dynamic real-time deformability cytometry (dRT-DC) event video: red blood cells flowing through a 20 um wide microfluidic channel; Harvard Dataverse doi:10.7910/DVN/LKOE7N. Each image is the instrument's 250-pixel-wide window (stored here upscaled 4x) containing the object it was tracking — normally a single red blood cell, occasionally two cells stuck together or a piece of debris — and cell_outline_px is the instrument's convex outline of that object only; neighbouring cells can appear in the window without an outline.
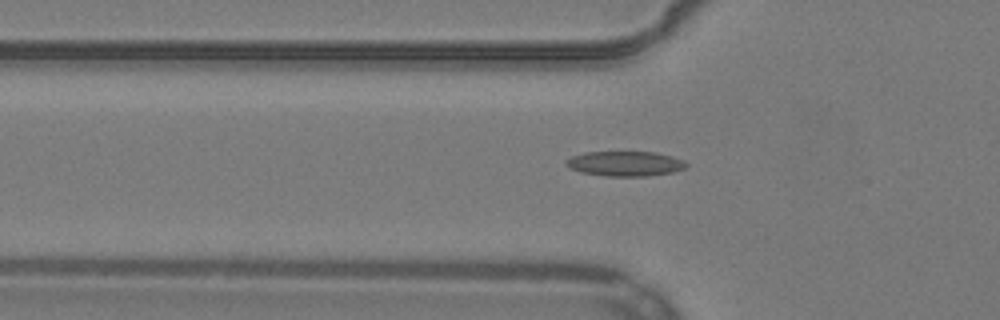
{"species": "common noctule bat (a hibernating species)", "species_latin": "Nyctalus noctula", "temperature_condition": "warm", "stored_images_in_passage": 35, "camera_frame_rate_fps": 3000, "um_per_image_px": 0.085, "animal": {"sex": "male", "body_mass_g": 19.2, "forearm_length_mm": 51.8}, "frame": {"image": 1, "passage_image": 2, "time_ms": 0.333, "image_size_px": [1000, 320], "cell_outline_px": [[688, 164], [684, 168], [672, 172], [648, 176], [604, 176], [580, 172], [568, 168], [564, 164], [564, 160], [572, 156], [584, 152], [656, 152], [672, 156], [684, 160]], "centroid_in_image_um": [53.09, 13.91], "position_along_channel_um": 72.7, "area_um2": 17.63}}
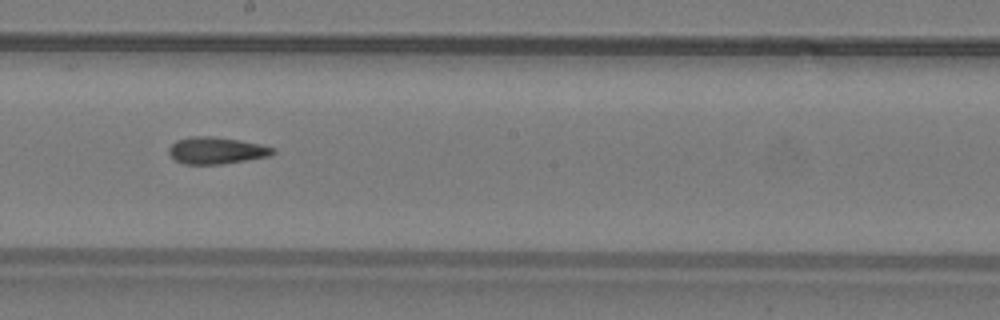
{"frame": {"image": 2, "passage_image": 14, "time_ms": 4.333, "image_size_px": [1000, 320], "cell_outline_px": [[276, 152], [268, 156], [220, 164], [184, 164], [176, 160], [168, 152], [168, 148], [176, 140], [188, 136], [212, 136], [240, 140], [260, 144], [276, 148]], "centroid_in_image_um": [18.38, 12.77], "position_along_channel_um": 229.8, "area_um2": 16.24}}
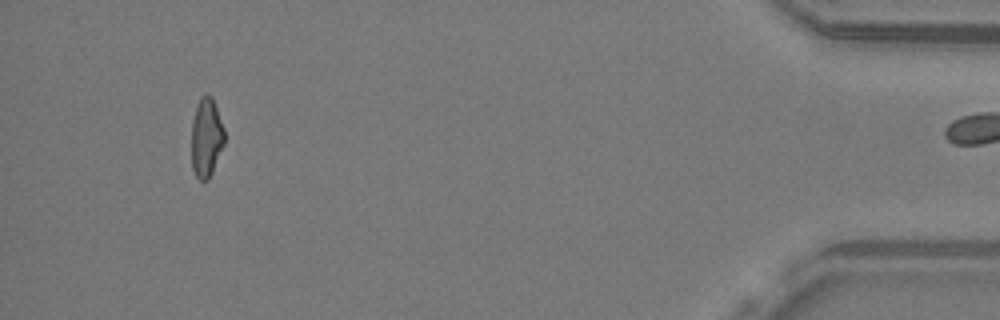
{"frame": {"image": 3, "passage_image": 34, "time_ms": 11.0, "image_size_px": [1000, 320], "cell_outline_px": [[224, 144], [212, 172], [208, 180], [200, 180], [196, 176], [192, 168], [192, 120], [200, 96], [204, 92], [212, 96], [224, 128]], "centroid_in_image_um": [17.54, 11.66], "position_along_channel_um": 417.7, "area_um2": 15.2}, "authors_computed_cell_mechanics": {"area_um2": 16.0106, "velocity_mm_per_s": 3.906, "shape_relaxation_time_tau1_ms": null, "shape_relaxation_time_tau2_ms": 6.2774, "deformation_change_tau1": null, "deformation_change_tau2": 0.1544}}